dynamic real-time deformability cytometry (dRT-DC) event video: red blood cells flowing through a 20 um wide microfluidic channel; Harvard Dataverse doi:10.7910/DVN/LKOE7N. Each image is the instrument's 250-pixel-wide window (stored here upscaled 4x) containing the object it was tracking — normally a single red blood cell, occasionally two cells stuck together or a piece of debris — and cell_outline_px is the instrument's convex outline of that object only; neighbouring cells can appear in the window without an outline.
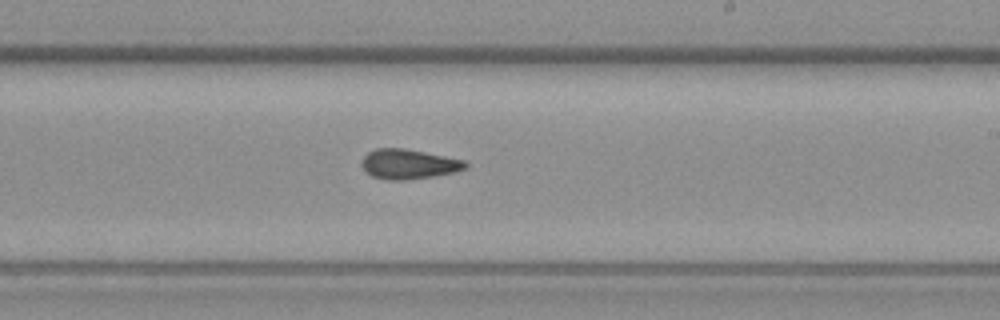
{"species": "common noctule bat (a hibernating species)", "species_latin": "Nyctalus noctula", "temperature_condition": "warm", "stored_images_in_passage": 9, "camera_frame_rate_fps": 3000, "um_per_image_px": 0.085, "animal": {"sex": "female", "body_mass_g": 19.3, "forearm_length_mm": 54.1}, "frame": {"image": 1, "passage_image": 9, "time_ms": 11.0, "image_size_px": [1000, 320], "cell_outline_px": [[468, 168], [456, 172], [432, 176], [404, 180], [388, 180], [372, 176], [360, 164], [364, 156], [368, 152], [376, 148], [404, 148], [464, 160], [468, 164]], "centroid_in_image_um": [34.74, 13.94], "position_along_channel_um": 254.3, "area_um2": 17.92}}